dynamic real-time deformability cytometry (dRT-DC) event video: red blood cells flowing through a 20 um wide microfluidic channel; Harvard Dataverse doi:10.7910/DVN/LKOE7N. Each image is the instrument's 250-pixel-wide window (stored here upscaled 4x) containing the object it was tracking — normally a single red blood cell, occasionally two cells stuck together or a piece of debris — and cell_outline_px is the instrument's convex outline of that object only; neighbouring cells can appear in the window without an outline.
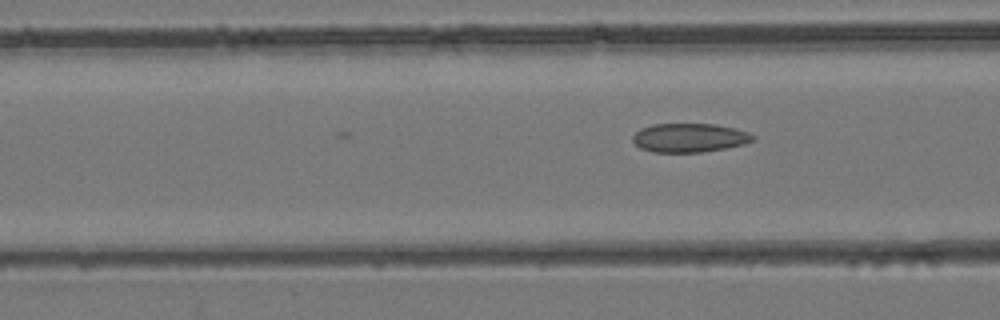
{"species": "common noctule bat (a hibernating species)", "species_latin": "Nyctalus noctula", "temperature_condition": "room temperature", "stored_images_in_passage": 7, "camera_frame_rate_fps": 3000, "um_per_image_px": 0.085, "animal": {"sex": "female", "body_mass_g": 24.6, "forearm_length_mm": 56.2}, "frame": {"image": 1, "passage_image": 7, "time_ms": 2.0, "image_size_px": [1000, 320], "cell_outline_px": [[756, 140], [744, 144], [724, 148], [700, 152], [652, 152], [640, 148], [632, 140], [632, 136], [640, 128], [652, 124], [716, 124], [736, 128], [748, 132], [756, 136]], "centroid_in_image_um": [58.61, 11.7], "position_along_channel_um": 108.0, "area_um2": 20.35}}